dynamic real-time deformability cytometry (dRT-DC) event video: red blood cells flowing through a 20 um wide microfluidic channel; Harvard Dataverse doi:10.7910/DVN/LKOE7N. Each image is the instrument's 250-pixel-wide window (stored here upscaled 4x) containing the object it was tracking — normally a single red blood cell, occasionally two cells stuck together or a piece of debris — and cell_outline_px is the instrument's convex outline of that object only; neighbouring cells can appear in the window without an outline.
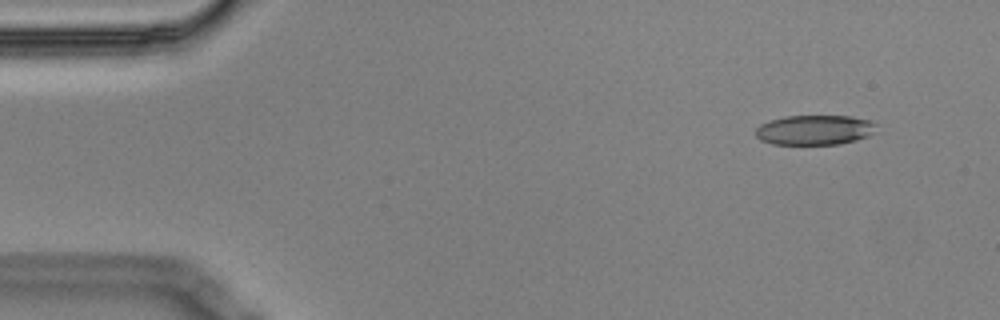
{"species": "Egyptian fruit bat (a non-hibernating species)", "species_latin": "Rousettus aegyptiacus", "temperature_condition": "cold", "stored_images_in_passage": 4, "camera_frame_rate_fps": 3000, "um_per_image_px": 0.085, "animal": {"sex": "male"}, "frame": {"image": 1, "passage_image": 1, "time_ms": 0.0, "image_size_px": [1000, 320], "cell_outline_px": [[876, 124], [872, 132], [868, 136], [856, 140], [840, 144], [772, 144], [760, 140], [756, 136], [756, 128], [760, 124], [768, 120], [784, 116], [852, 116], [868, 120]], "centroid_in_image_um": [69.19, 11.04], "position_along_channel_um": 15.8, "area_um2": 20.98}}
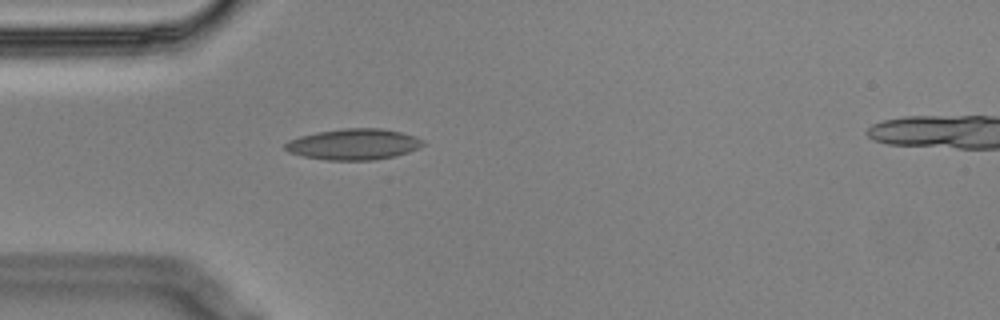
{"frame": {"image": 2, "passage_image": 4, "time_ms": 1.0, "image_size_px": [1000, 320], "cell_outline_px": [[428, 144], [420, 148], [396, 156], [372, 160], [328, 160], [304, 156], [288, 152], [284, 148], [284, 144], [288, 140], [300, 136], [316, 132], [344, 128], [380, 128], [400, 132], [416, 136], [424, 140]], "centroid_in_image_um": [30.1, 12.26], "position_along_channel_um": 54.9, "area_um2": 25.09}}